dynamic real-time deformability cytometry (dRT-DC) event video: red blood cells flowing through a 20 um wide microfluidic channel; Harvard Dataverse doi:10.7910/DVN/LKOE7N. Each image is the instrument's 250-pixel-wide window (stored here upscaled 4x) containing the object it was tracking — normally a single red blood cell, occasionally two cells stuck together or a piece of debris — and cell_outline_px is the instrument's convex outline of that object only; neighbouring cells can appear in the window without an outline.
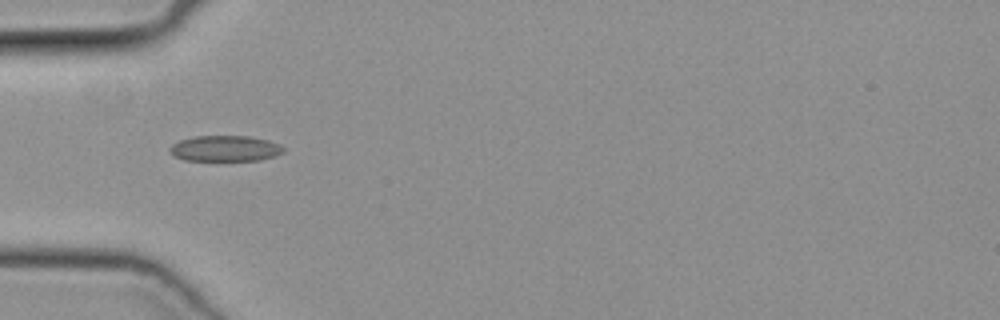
{"species": "common noctule bat (a hibernating species)", "species_latin": "Nyctalus noctula", "temperature_condition": "cold", "stored_images_in_passage": 35, "camera_frame_rate_fps": 3000, "um_per_image_px": 0.085, "animal": {"sex": "female", "body_mass_g": 19.3, "forearm_length_mm": 54.1}, "frame": {"image": 1, "passage_image": 1, "time_ms": 0.0, "image_size_px": [1000, 320], "cell_outline_px": [[284, 152], [260, 160], [184, 160], [176, 156], [168, 148], [172, 144], [180, 140], [192, 136], [248, 136], [268, 140], [280, 144], [284, 148]], "centroid_in_image_um": [19.14, 12.61], "position_along_channel_um": 65.9, "area_um2": 16.94}}
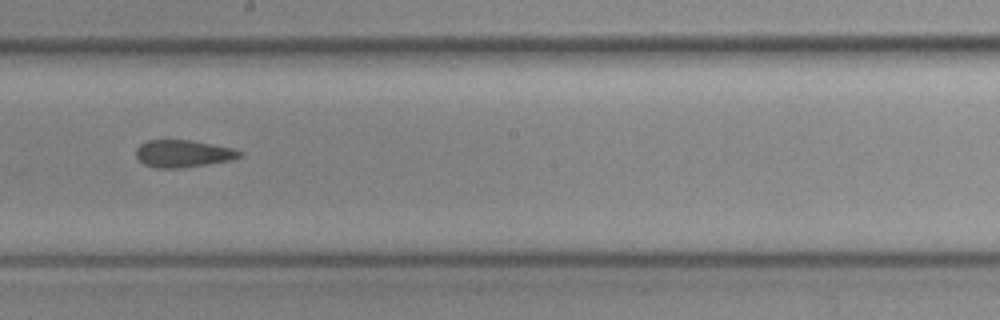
{"frame": {"image": 2, "passage_image": 13, "time_ms": 4.0, "image_size_px": [1000, 320], "cell_outline_px": [[244, 156], [232, 160], [208, 164], [180, 168], [152, 168], [144, 164], [136, 156], [136, 148], [140, 144], [148, 140], [188, 140], [232, 148], [244, 152]], "centroid_in_image_um": [15.58, 13.07], "position_along_channel_um": 232.6, "area_um2": 16.53}}
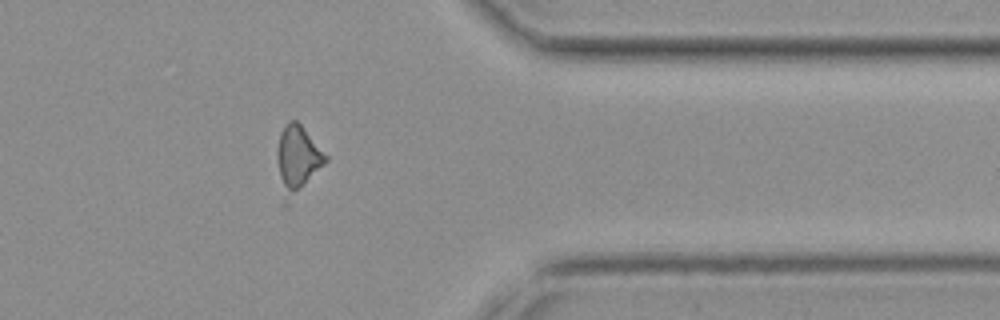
{"frame": {"image": 3, "passage_image": 25, "time_ms": 8.0, "image_size_px": [1000, 320], "cell_outline_px": [[328, 160], [288, 204], [284, 208], [276, 156], [276, 152], [280, 132], [284, 124], [288, 120], [296, 120], [300, 124], [328, 156]], "centroid_in_image_um": [25.25, 13.54], "position_along_channel_um": 386.2, "area_um2": 18.96}}